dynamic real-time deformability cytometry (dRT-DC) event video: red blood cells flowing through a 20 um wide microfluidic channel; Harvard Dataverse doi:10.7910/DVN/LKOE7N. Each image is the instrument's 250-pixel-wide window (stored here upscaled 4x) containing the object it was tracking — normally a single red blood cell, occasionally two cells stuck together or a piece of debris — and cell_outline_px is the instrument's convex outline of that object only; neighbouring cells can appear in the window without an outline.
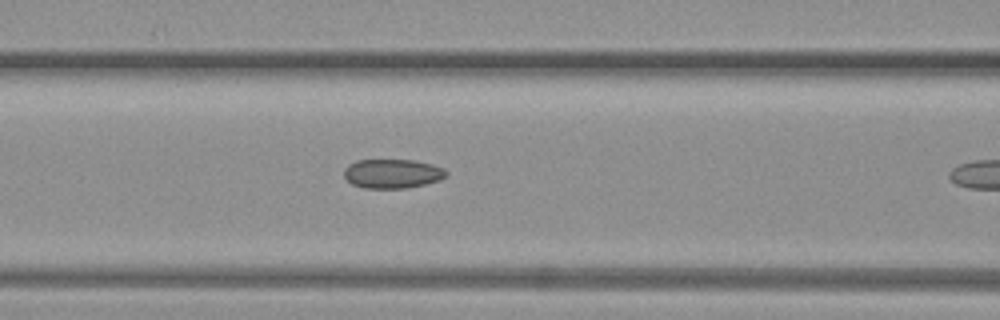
{"species": "common noctule bat (a hibernating species)", "species_latin": "Nyctalus noctula", "temperature_condition": "warm", "stored_images_in_passage": 11, "camera_frame_rate_fps": 3000, "um_per_image_px": 0.085, "animal": {"sex": "female", "body_mass_g": 19.3, "forearm_length_mm": 54.1}, "frame": {"image": 1, "passage_image": 10, "time_ms": 3.0, "image_size_px": [1000, 320], "cell_outline_px": [[448, 176], [440, 180], [408, 188], [364, 188], [352, 184], [344, 176], [344, 168], [348, 164], [356, 160], [416, 160], [432, 164], [444, 168], [448, 172]], "centroid_in_image_um": [33.37, 14.75], "position_along_channel_um": 133.2, "area_um2": 17.57}}